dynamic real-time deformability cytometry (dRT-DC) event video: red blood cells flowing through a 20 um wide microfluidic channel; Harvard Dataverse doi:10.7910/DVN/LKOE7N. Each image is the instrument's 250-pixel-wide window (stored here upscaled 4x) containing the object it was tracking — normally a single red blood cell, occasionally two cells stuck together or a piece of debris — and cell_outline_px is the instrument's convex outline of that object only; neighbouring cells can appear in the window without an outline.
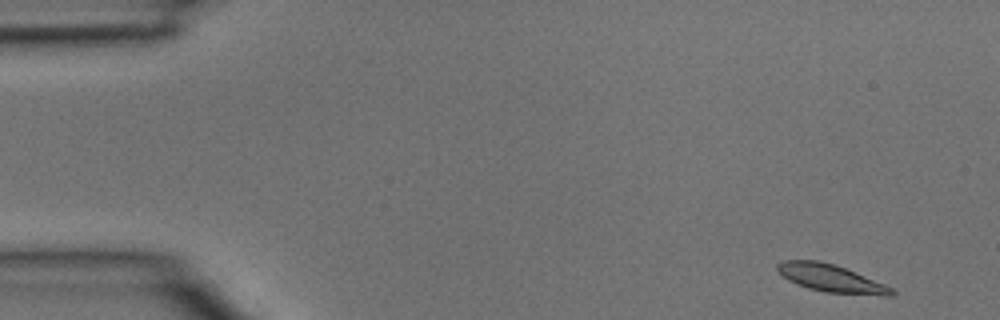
{"species": "common noctule bat (a hibernating species)", "species_latin": "Nyctalus noctula", "temperature_condition": "room temperature", "stored_images_in_passage": 3, "camera_frame_rate_fps": 3000, "um_per_image_px": 0.085, "animal": {"sex": "male", "body_mass_g": 15.6}, "frame": {"image": 1, "passage_image": 1, "time_ms": 0.0, "image_size_px": [1000, 320], "cell_outline_px": [[896, 292], [892, 296], [884, 296], [824, 292], [808, 288], [796, 284], [788, 280], [776, 268], [776, 264], [784, 260], [820, 260], [836, 264], [856, 272], [884, 284], [892, 288]], "centroid_in_image_um": [70.65, 23.65], "position_along_channel_um": 14.4, "area_um2": 18.5}}